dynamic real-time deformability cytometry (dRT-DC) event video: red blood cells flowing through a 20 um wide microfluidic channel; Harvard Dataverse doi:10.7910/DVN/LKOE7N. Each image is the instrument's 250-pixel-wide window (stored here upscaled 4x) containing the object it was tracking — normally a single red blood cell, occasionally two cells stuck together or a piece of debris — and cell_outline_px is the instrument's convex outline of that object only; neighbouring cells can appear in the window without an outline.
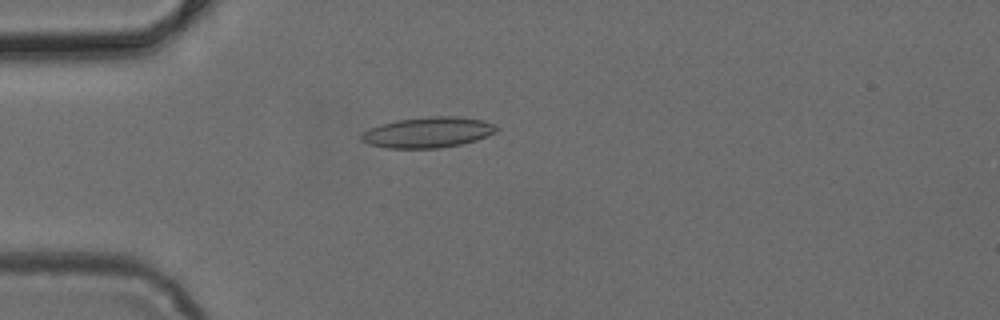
{"species": "common noctule bat (a hibernating species)", "species_latin": "Nyctalus noctula", "temperature_condition": "cold", "stored_images_in_passage": 44, "camera_frame_rate_fps": 3000, "um_per_image_px": 0.085, "animal": {"sex": "female", "body_mass_g": 24.6, "forearm_length_mm": 56.2}, "frame": {"image": 1, "passage_image": 8, "time_ms": 2.333, "image_size_px": [1000, 320], "cell_outline_px": [[500, 128], [496, 132], [488, 136], [476, 140], [460, 144], [440, 148], [388, 148], [368, 144], [360, 140], [360, 136], [364, 132], [380, 124], [396, 120], [428, 116], [456, 116], [484, 120], [496, 124]], "centroid_in_image_um": [36.42, 11.24], "position_along_channel_um": 48.6, "area_um2": 24.28}}
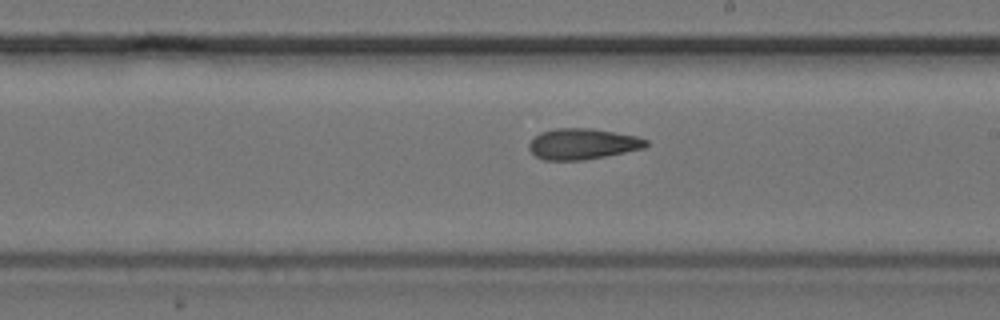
{"frame": {"image": 2, "passage_image": 23, "time_ms": 7.333, "image_size_px": [1000, 320], "cell_outline_px": [[648, 144], [644, 148], [584, 160], [544, 160], [536, 156], [528, 148], [528, 144], [540, 132], [556, 128], [592, 128], [636, 136], [648, 140]], "centroid_in_image_um": [49.5, 12.23], "position_along_channel_um": 239.5, "area_um2": 20.92}}
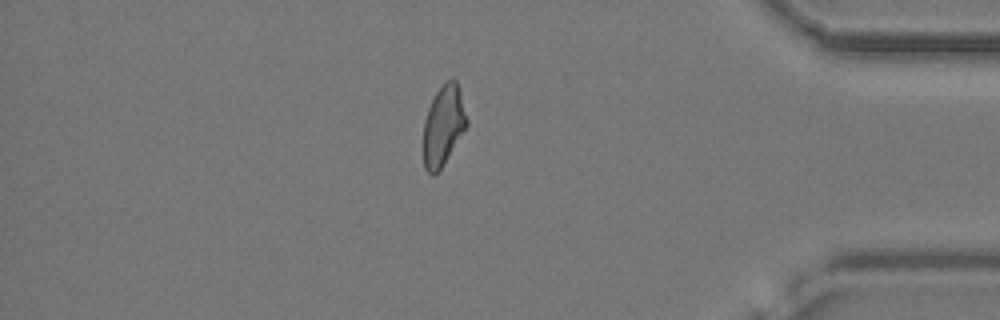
{"frame": {"image": 3, "passage_image": 37, "time_ms": 12.0, "image_size_px": [1000, 320], "cell_outline_px": [[468, 124], [440, 168], [432, 176], [424, 168], [424, 120], [428, 108], [436, 92], [452, 76], [456, 80], [460, 92], [468, 120]], "centroid_in_image_um": [37.68, 10.64], "position_along_channel_um": 397.5, "area_um2": 19.77}}